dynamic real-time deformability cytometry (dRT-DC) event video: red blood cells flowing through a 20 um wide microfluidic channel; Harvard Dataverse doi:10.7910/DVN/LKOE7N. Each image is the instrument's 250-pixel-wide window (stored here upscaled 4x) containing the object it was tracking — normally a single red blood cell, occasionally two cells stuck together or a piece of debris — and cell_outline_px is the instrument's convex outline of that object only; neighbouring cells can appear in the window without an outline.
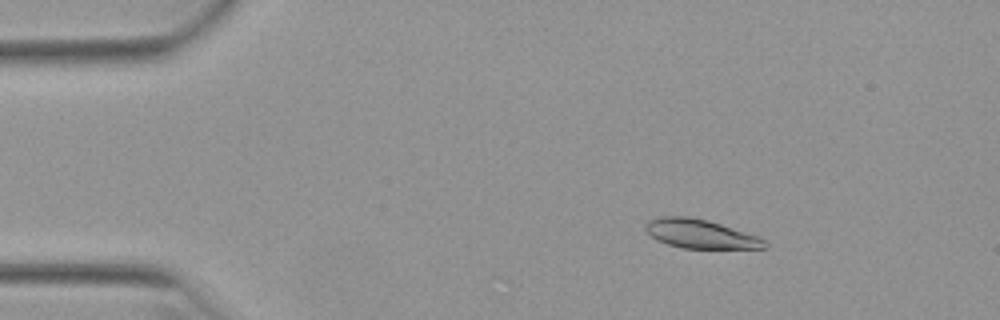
{"species": "Egyptian fruit bat (a non-hibernating species)", "species_latin": "Rousettus aegyptiacus", "temperature_condition": "warm", "stored_images_in_passage": 52, "camera_frame_rate_fps": 3000, "um_per_image_px": 0.085, "animal": {"sex": "female"}, "frame": {"image": 1, "passage_image": 8, "time_ms": 2.333, "image_size_px": [1000, 320], "cell_outline_px": [[768, 248], [684, 248], [668, 244], [652, 236], [644, 228], [644, 224], [648, 220], [664, 216], [688, 216], [708, 220], [756, 236], [764, 240], [768, 244]], "centroid_in_image_um": [59.51, 19.87], "position_along_channel_um": 25.5, "area_um2": 19.71}}
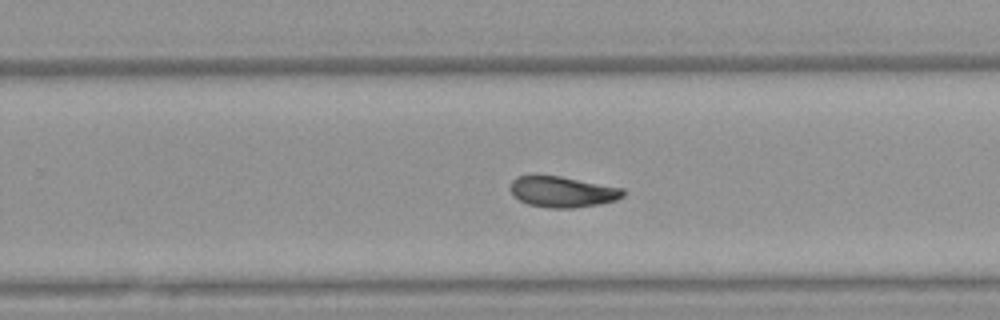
{"frame": {"image": 2, "passage_image": 33, "time_ms": 10.667, "image_size_px": [1000, 320], "cell_outline_px": [[624, 196], [616, 200], [600, 204], [572, 208], [548, 208], [528, 204], [520, 200], [508, 188], [512, 180], [516, 176], [560, 176], [624, 188]], "centroid_in_image_um": [47.82, 16.31], "position_along_channel_um": 282.0, "area_um2": 20.23}}
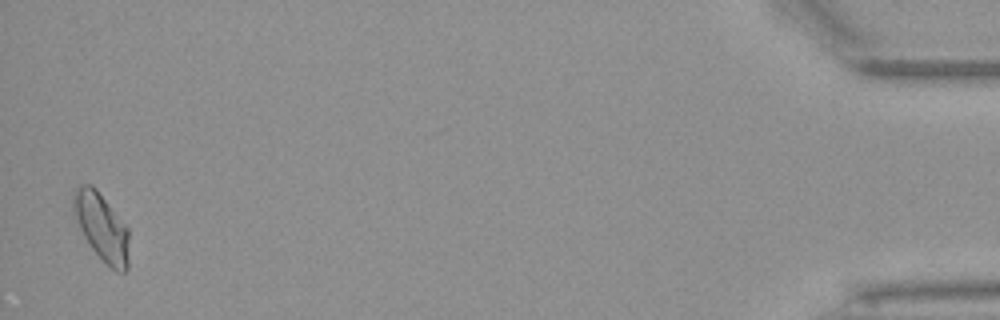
{"frame": {"image": 3, "passage_image": 51, "time_ms": 16.667, "image_size_px": [1000, 320], "cell_outline_px": [[128, 268], [124, 272], [116, 272], [92, 248], [84, 236], [80, 228], [72, 208], [72, 192], [80, 184], [92, 184], [96, 188], [128, 228]], "centroid_in_image_um": [8.62, 19.25], "position_along_channel_um": 426.6, "area_um2": 21.62}, "authors_computed_cell_mechanics": {"area_um2": 20.6346, "velocity_mm_per_s": 3.9359, "shape_relaxation_time_tau1_ms": null, "shape_relaxation_time_tau2_ms": 2.3846, "deformation_change_tau1": null, "deformation_change_tau2": 0.0646}}